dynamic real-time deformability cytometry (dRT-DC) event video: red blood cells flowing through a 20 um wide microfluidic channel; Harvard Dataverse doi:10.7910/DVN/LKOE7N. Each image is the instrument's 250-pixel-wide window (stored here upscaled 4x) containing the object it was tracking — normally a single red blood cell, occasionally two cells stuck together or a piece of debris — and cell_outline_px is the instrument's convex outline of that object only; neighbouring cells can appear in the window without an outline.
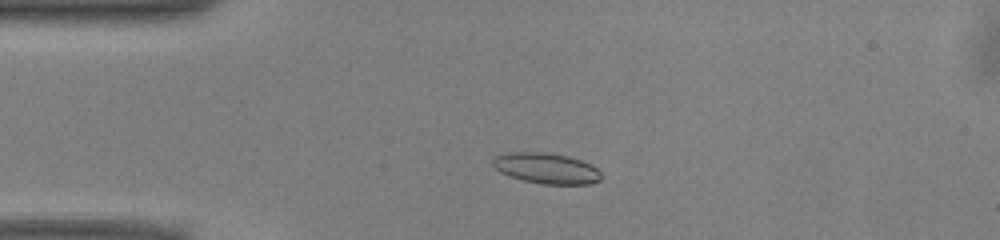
{"species": "common noctule bat (a hibernating species)", "species_latin": "Nyctalus noctula", "temperature_condition": "warm", "stored_images_in_passage": 49, "camera_frame_rate_fps": 3000, "um_per_image_px": 0.085, "animal": {"sex": "male", "body_mass_g": 13.0, "forearm_length_mm": 53.1}, "frame": {"image": 1, "passage_image": 9, "time_ms": 2.667, "image_size_px": [1000, 240], "cell_outline_px": [[604, 176], [600, 180], [588, 184], [544, 184], [524, 180], [508, 176], [500, 172], [492, 164], [492, 156], [508, 152], [544, 152], [568, 156], [580, 160], [596, 168]], "centroid_in_image_um": [46.41, 14.3], "position_along_channel_um": 38.6, "area_um2": 19.42}}
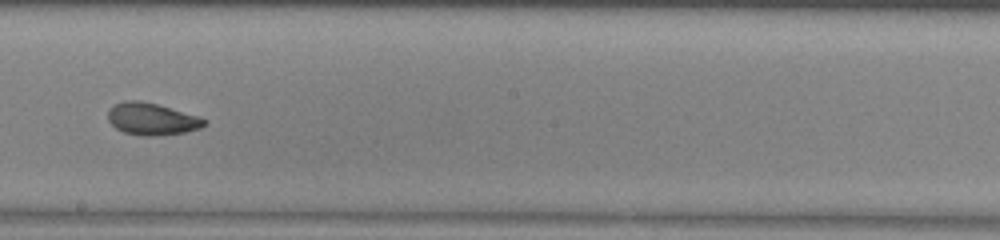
{"frame": {"image": 2, "passage_image": 26, "time_ms": 8.333, "image_size_px": [1000, 240], "cell_outline_px": [[208, 124], [200, 128], [184, 132], [156, 136], [140, 136], [124, 132], [116, 128], [108, 120], [108, 108], [124, 100], [140, 100], [156, 104], [200, 116], [208, 120]], "centroid_in_image_um": [12.92, 10.11], "position_along_channel_um": 235.3, "area_um2": 18.15}}
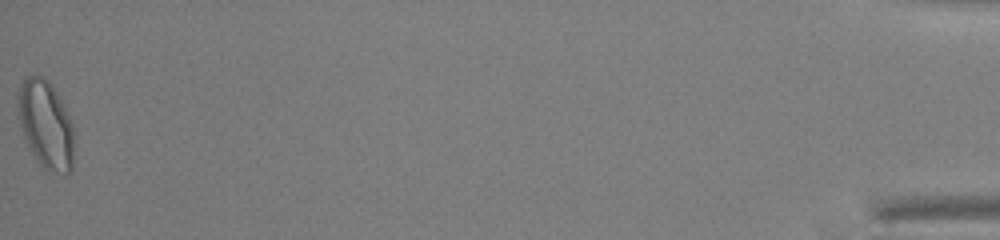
{"frame": {"image": 3, "passage_image": 49, "time_ms": 16.0, "image_size_px": [1000, 240], "cell_outline_px": [[72, 168], [64, 176], [48, 172], [36, 160], [24, 136], [16, 116], [16, 96], [24, 80], [28, 76], [40, 76], [48, 80], [56, 92], [72, 124]], "centroid_in_image_um": [3.84, 10.61], "position_along_channel_um": 431.4, "area_um2": 28.67}, "authors_computed_cell_mechanics": {"area_um2": 19.0162, "velocity_mm_per_s": 3.9592, "shape_relaxation_time_tau1_ms": 7.2212, "shape_relaxation_time_tau2_ms": 1.7663, "deformation_change_tau1": 0.1703, "deformation_change_tau2": 0.0708}}